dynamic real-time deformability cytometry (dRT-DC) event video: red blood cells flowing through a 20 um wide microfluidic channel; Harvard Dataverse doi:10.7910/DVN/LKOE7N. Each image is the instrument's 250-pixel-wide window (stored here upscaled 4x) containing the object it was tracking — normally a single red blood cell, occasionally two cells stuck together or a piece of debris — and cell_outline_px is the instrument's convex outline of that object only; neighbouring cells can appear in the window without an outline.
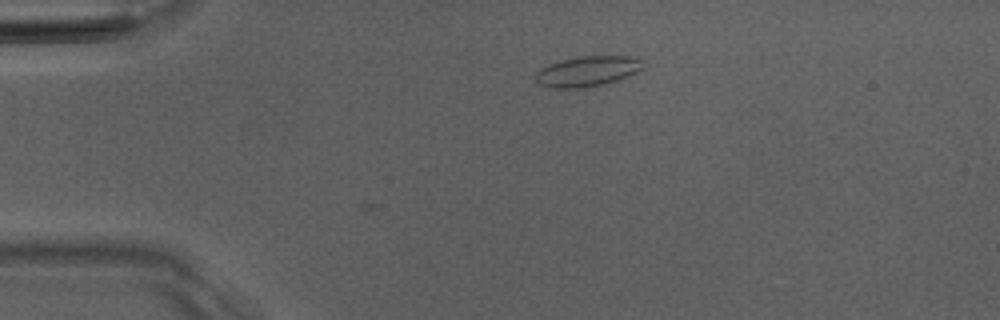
{"species": "Egyptian fruit bat (a non-hibernating species)", "species_latin": "Rousettus aegyptiacus", "temperature_condition": "room temperature", "stored_images_in_passage": 3, "camera_frame_rate_fps": 3000, "um_per_image_px": 0.085, "animal": {"sex": "male"}, "frame": {"image": 1, "passage_image": 3, "time_ms": 2.333, "image_size_px": [1000, 320], "cell_outline_px": [[644, 68], [628, 76], [604, 84], [584, 88], [552, 88], [536, 84], [536, 72], [540, 68], [548, 64], [560, 60], [580, 56], [632, 56], [640, 60]], "centroid_in_image_um": [49.88, 6.06], "position_along_channel_um": 35.1, "area_um2": 19.07}}